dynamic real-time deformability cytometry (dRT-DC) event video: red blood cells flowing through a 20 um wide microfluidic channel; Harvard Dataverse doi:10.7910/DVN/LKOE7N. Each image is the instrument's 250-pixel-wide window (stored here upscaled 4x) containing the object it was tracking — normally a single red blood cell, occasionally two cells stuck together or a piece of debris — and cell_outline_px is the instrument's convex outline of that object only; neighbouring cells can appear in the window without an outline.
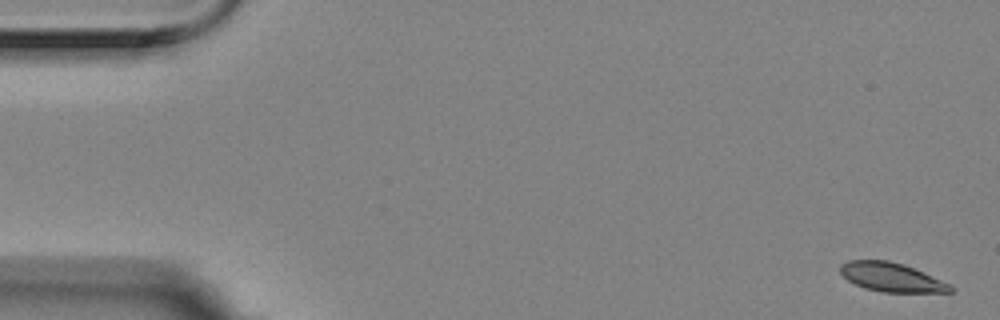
{"species": "Egyptian fruit bat (a non-hibernating species)", "species_latin": "Rousettus aegyptiacus", "temperature_condition": "room temperature", "stored_images_in_passage": 4, "camera_frame_rate_fps": 3000, "um_per_image_px": 0.085, "animal": {"sex": "female"}, "frame": {"image": 1, "passage_image": 1, "time_ms": 0.0, "image_size_px": [1000, 320], "cell_outline_px": [[956, 292], [880, 292], [864, 288], [848, 280], [840, 272], [840, 264], [848, 260], [888, 260], [904, 264], [940, 280], [956, 288]], "centroid_in_image_um": [75.76, 23.57], "position_along_channel_um": 9.2, "area_um2": 18.5}}
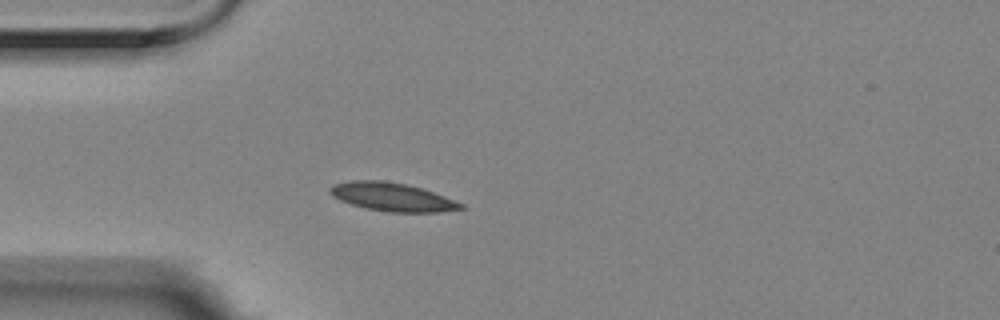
{"frame": {"image": 2, "passage_image": 4, "time_ms": 1.0, "image_size_px": [1000, 320], "cell_outline_px": [[464, 208], [436, 212], [388, 212], [364, 208], [340, 200], [332, 196], [328, 192], [328, 188], [332, 184], [352, 180], [384, 180], [404, 184], [420, 188], [444, 196], [464, 204]], "centroid_in_image_um": [33.27, 16.73], "position_along_channel_um": 51.7, "area_um2": 21.56}}